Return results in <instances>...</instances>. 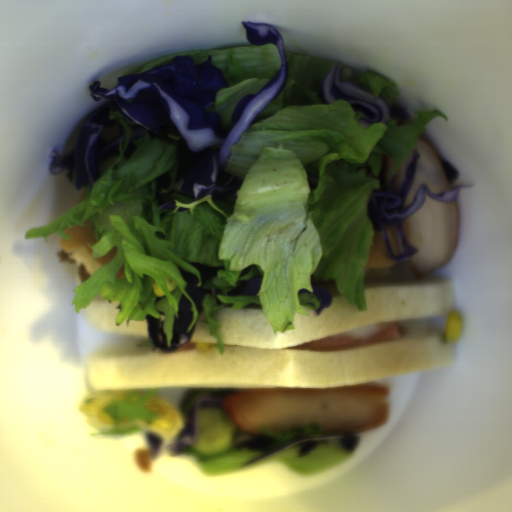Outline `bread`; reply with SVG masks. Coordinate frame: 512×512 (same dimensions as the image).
<instances>
[{"instance_id":"c6332bfd","label":"bread","mask_w":512,"mask_h":512,"mask_svg":"<svg viewBox=\"0 0 512 512\" xmlns=\"http://www.w3.org/2000/svg\"><path fill=\"white\" fill-rule=\"evenodd\" d=\"M86 198V186L79 190L77 197L72 205H79Z\"/></svg>"},{"instance_id":"cb027b5d","label":"bread","mask_w":512,"mask_h":512,"mask_svg":"<svg viewBox=\"0 0 512 512\" xmlns=\"http://www.w3.org/2000/svg\"><path fill=\"white\" fill-rule=\"evenodd\" d=\"M119 302H109L97 294L92 298L86 307H81L78 311L85 323L93 329L121 335L125 337L142 340L149 337L148 322L144 320L122 321L121 325H116V316L120 313Z\"/></svg>"},{"instance_id":"b6be36c0","label":"bread","mask_w":512,"mask_h":512,"mask_svg":"<svg viewBox=\"0 0 512 512\" xmlns=\"http://www.w3.org/2000/svg\"><path fill=\"white\" fill-rule=\"evenodd\" d=\"M62 232L66 236L62 239L64 252L71 255L74 261L72 263L78 269L83 265L89 272L88 276L97 273L118 255V248H111L106 257H91V251L97 244V237L93 222L89 218L82 227L68 228Z\"/></svg>"},{"instance_id":"8d2b1439","label":"bread","mask_w":512,"mask_h":512,"mask_svg":"<svg viewBox=\"0 0 512 512\" xmlns=\"http://www.w3.org/2000/svg\"><path fill=\"white\" fill-rule=\"evenodd\" d=\"M333 295L319 315L296 314L294 328L273 332L262 306L220 308L212 349L194 351L118 343L90 354L88 387L96 392L155 388L298 389L349 387L380 382L404 373L450 366L456 338L430 323L455 312L450 279L365 278L366 311L340 294L334 279L320 283ZM406 328L404 336L354 350L287 348L326 335L369 325Z\"/></svg>"},{"instance_id":"2504dc21","label":"bread","mask_w":512,"mask_h":512,"mask_svg":"<svg viewBox=\"0 0 512 512\" xmlns=\"http://www.w3.org/2000/svg\"><path fill=\"white\" fill-rule=\"evenodd\" d=\"M201 319H205L204 313L201 310L198 318L196 319L192 330V343H206L207 328Z\"/></svg>"}]
</instances>
